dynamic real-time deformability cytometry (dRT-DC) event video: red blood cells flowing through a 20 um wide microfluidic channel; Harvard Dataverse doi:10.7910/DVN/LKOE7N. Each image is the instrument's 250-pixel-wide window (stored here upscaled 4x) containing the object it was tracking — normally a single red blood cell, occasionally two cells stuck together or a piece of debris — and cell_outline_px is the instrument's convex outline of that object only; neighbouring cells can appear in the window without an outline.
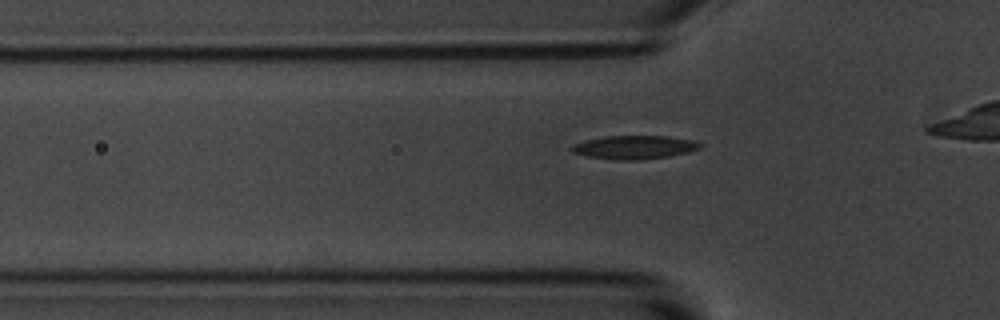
{"species": "common noctule bat (a hibernating species)", "species_latin": "Nyctalus noctula", "temperature_condition": "room temperature", "stored_images_in_passage": 30, "camera_frame_rate_fps": 3000, "um_per_image_px": 0.085, "animal": {"sex": "male", "body_mass_g": 20.1, "forearm_length_mm": 53.5}, "frame": {"image": 1, "passage_image": 3, "time_ms": 0.667, "image_size_px": [1000, 320], "cell_outline_px": [[704, 144], [700, 148], [688, 152], [668, 156], [640, 160], [612, 160], [588, 156], [572, 152], [568, 148], [572, 144], [604, 136], [668, 136], [692, 140]], "centroid_in_image_um": [53.9, 12.52], "position_along_channel_um": 71.9, "area_um2": 17.63}}
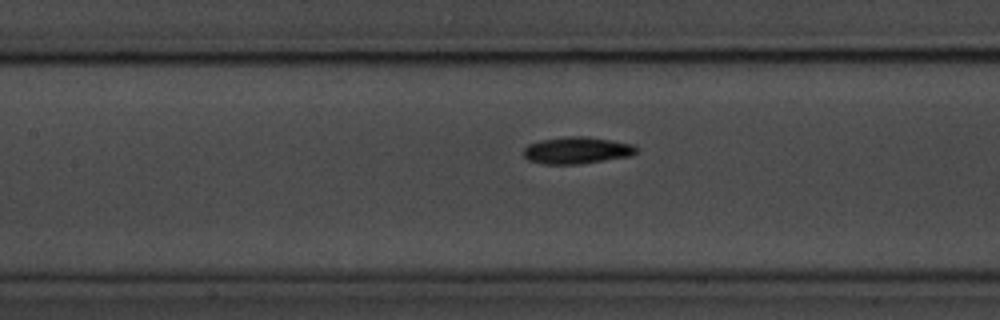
{"frame": {"image": 2, "passage_image": 10, "time_ms": 3.0, "image_size_px": [1000, 320], "cell_outline_px": [[636, 152], [632, 156], [580, 164], [544, 164], [528, 160], [524, 156], [524, 148], [528, 144], [540, 140], [564, 136], [584, 136], [612, 140], [632, 144], [636, 148]], "centroid_in_image_um": [49.02, 12.78], "position_along_channel_um": 158.4, "area_um2": 17.74}}
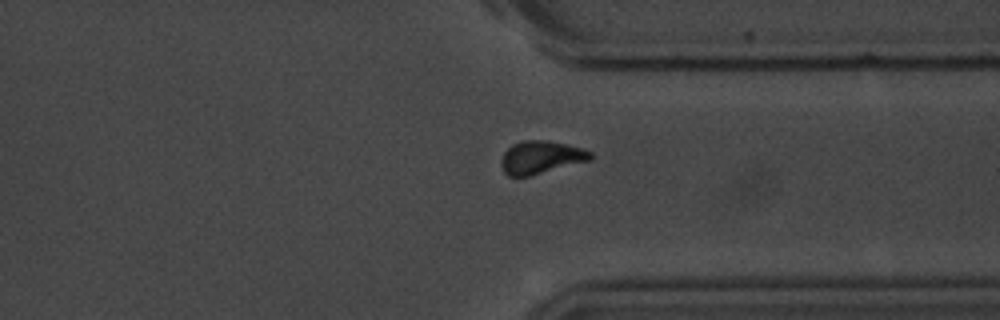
{"frame": {"image": 3, "passage_image": 27, "time_ms": 8.667, "image_size_px": [1000, 320], "cell_outline_px": [[592, 160], [528, 176], [508, 176], [504, 172], [500, 164], [500, 160], [504, 152], [512, 144], [524, 140], [548, 140], [568, 144], [592, 152]], "centroid_in_image_um": [45.97, 13.36], "position_along_channel_um": 365.4, "area_um2": 17.17}}